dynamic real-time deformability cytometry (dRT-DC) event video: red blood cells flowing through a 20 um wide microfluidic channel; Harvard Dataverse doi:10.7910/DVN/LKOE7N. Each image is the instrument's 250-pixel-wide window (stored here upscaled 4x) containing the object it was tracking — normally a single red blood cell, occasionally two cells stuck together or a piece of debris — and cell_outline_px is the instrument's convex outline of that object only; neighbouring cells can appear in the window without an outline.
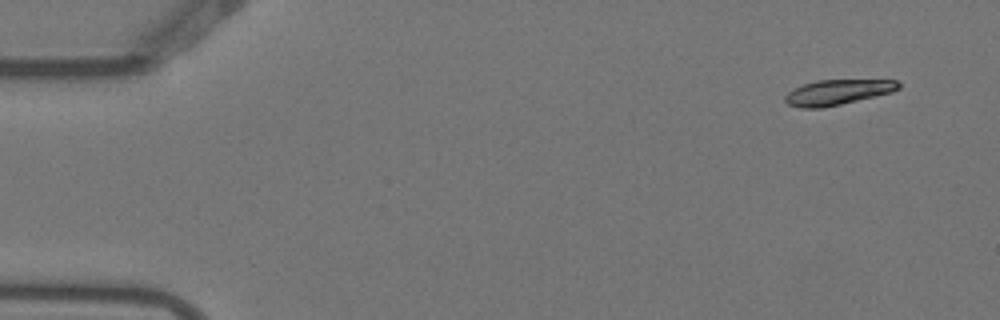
{"species": "Egyptian fruit bat (a non-hibernating species)", "species_latin": "Rousettus aegyptiacus", "temperature_condition": "warm", "stored_images_in_passage": 8, "camera_frame_rate_fps": 3000, "um_per_image_px": 0.085, "animal": {"sex": "female"}, "frame": {"image": 1, "passage_image": 1, "time_ms": 0.0, "image_size_px": [1000, 320], "cell_outline_px": [[900, 88], [892, 92], [876, 96], [840, 104], [820, 108], [800, 108], [788, 104], [784, 100], [784, 96], [788, 92], [804, 84], [816, 80], [896, 80], [900, 84]], "centroid_in_image_um": [71.19, 7.84], "position_along_channel_um": 13.8, "area_um2": 16.53}}
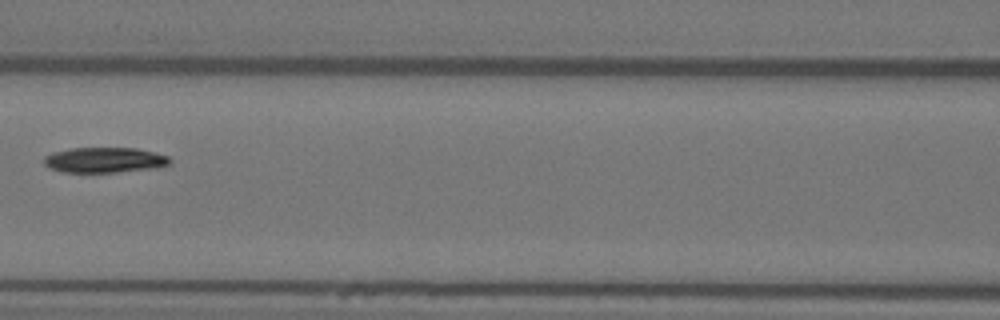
{"frame": {"image": 2, "passage_image": 7, "time_ms": 2.0, "image_size_px": [1000, 320], "cell_outline_px": [[172, 160], [168, 164], [152, 168], [116, 172], [64, 172], [48, 168], [44, 164], [44, 156], [52, 152], [72, 148], [136, 148], [168, 156]], "centroid_in_image_um": [8.83, 13.6], "position_along_channel_um": 157.8, "area_um2": 18.44}}
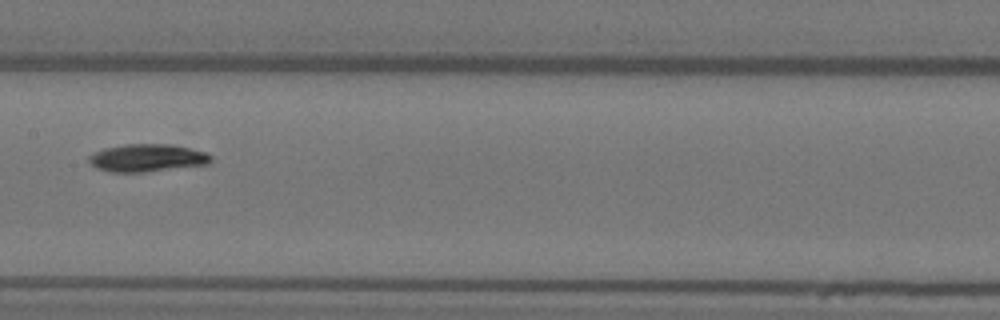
{"frame": {"image": 3, "passage_image": 8, "time_ms": 2.333, "image_size_px": [1000, 320], "cell_outline_px": [[212, 160], [208, 164], [144, 172], [112, 172], [96, 168], [88, 160], [88, 156], [92, 152], [104, 148], [128, 144], [172, 144], [208, 152], [212, 156]], "centroid_in_image_um": [12.52, 13.41], "position_along_channel_um": 194.9, "area_um2": 19.77}}